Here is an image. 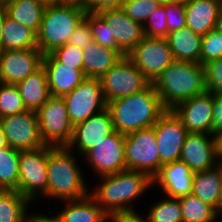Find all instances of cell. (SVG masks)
<instances>
[{"label": "cell", "mask_w": 222, "mask_h": 222, "mask_svg": "<svg viewBox=\"0 0 222 222\" xmlns=\"http://www.w3.org/2000/svg\"><path fill=\"white\" fill-rule=\"evenodd\" d=\"M107 109L115 131L124 135L153 127L166 111L152 83L138 93L108 102Z\"/></svg>", "instance_id": "1"}, {"label": "cell", "mask_w": 222, "mask_h": 222, "mask_svg": "<svg viewBox=\"0 0 222 222\" xmlns=\"http://www.w3.org/2000/svg\"><path fill=\"white\" fill-rule=\"evenodd\" d=\"M166 110L207 91L201 63L174 60L152 83Z\"/></svg>", "instance_id": "2"}, {"label": "cell", "mask_w": 222, "mask_h": 222, "mask_svg": "<svg viewBox=\"0 0 222 222\" xmlns=\"http://www.w3.org/2000/svg\"><path fill=\"white\" fill-rule=\"evenodd\" d=\"M72 151L68 147L49 146L46 198L71 201L90 195Z\"/></svg>", "instance_id": "3"}, {"label": "cell", "mask_w": 222, "mask_h": 222, "mask_svg": "<svg viewBox=\"0 0 222 222\" xmlns=\"http://www.w3.org/2000/svg\"><path fill=\"white\" fill-rule=\"evenodd\" d=\"M85 13L86 9L79 0L48 4L37 32V45L42 54L52 53L67 44Z\"/></svg>", "instance_id": "4"}, {"label": "cell", "mask_w": 222, "mask_h": 222, "mask_svg": "<svg viewBox=\"0 0 222 222\" xmlns=\"http://www.w3.org/2000/svg\"><path fill=\"white\" fill-rule=\"evenodd\" d=\"M40 134L45 145L67 147L72 140V125L63 97L51 96L37 111Z\"/></svg>", "instance_id": "5"}, {"label": "cell", "mask_w": 222, "mask_h": 222, "mask_svg": "<svg viewBox=\"0 0 222 222\" xmlns=\"http://www.w3.org/2000/svg\"><path fill=\"white\" fill-rule=\"evenodd\" d=\"M126 169L146 173L153 179L160 170L154 126L125 134Z\"/></svg>", "instance_id": "6"}, {"label": "cell", "mask_w": 222, "mask_h": 222, "mask_svg": "<svg viewBox=\"0 0 222 222\" xmlns=\"http://www.w3.org/2000/svg\"><path fill=\"white\" fill-rule=\"evenodd\" d=\"M48 155V145L20 151L19 180L16 190L31 203L36 201L40 195V197L46 195Z\"/></svg>", "instance_id": "7"}, {"label": "cell", "mask_w": 222, "mask_h": 222, "mask_svg": "<svg viewBox=\"0 0 222 222\" xmlns=\"http://www.w3.org/2000/svg\"><path fill=\"white\" fill-rule=\"evenodd\" d=\"M100 82L106 103L138 93L150 84L127 56L107 71Z\"/></svg>", "instance_id": "8"}, {"label": "cell", "mask_w": 222, "mask_h": 222, "mask_svg": "<svg viewBox=\"0 0 222 222\" xmlns=\"http://www.w3.org/2000/svg\"><path fill=\"white\" fill-rule=\"evenodd\" d=\"M127 57L150 83H153L174 61L166 38L147 36L128 53Z\"/></svg>", "instance_id": "9"}, {"label": "cell", "mask_w": 222, "mask_h": 222, "mask_svg": "<svg viewBox=\"0 0 222 222\" xmlns=\"http://www.w3.org/2000/svg\"><path fill=\"white\" fill-rule=\"evenodd\" d=\"M63 98L73 126L107 109L101 82L98 78L86 77Z\"/></svg>", "instance_id": "10"}, {"label": "cell", "mask_w": 222, "mask_h": 222, "mask_svg": "<svg viewBox=\"0 0 222 222\" xmlns=\"http://www.w3.org/2000/svg\"><path fill=\"white\" fill-rule=\"evenodd\" d=\"M3 133L9 147L17 150H33L45 146L37 117V112L8 115L0 118Z\"/></svg>", "instance_id": "11"}, {"label": "cell", "mask_w": 222, "mask_h": 222, "mask_svg": "<svg viewBox=\"0 0 222 222\" xmlns=\"http://www.w3.org/2000/svg\"><path fill=\"white\" fill-rule=\"evenodd\" d=\"M83 156L100 177L126 170L125 135L115 131Z\"/></svg>", "instance_id": "12"}, {"label": "cell", "mask_w": 222, "mask_h": 222, "mask_svg": "<svg viewBox=\"0 0 222 222\" xmlns=\"http://www.w3.org/2000/svg\"><path fill=\"white\" fill-rule=\"evenodd\" d=\"M160 156V168L179 160L188 131L173 110H166L154 124Z\"/></svg>", "instance_id": "13"}, {"label": "cell", "mask_w": 222, "mask_h": 222, "mask_svg": "<svg viewBox=\"0 0 222 222\" xmlns=\"http://www.w3.org/2000/svg\"><path fill=\"white\" fill-rule=\"evenodd\" d=\"M179 160L194 173L214 167L219 162L217 137L207 133H188Z\"/></svg>", "instance_id": "14"}, {"label": "cell", "mask_w": 222, "mask_h": 222, "mask_svg": "<svg viewBox=\"0 0 222 222\" xmlns=\"http://www.w3.org/2000/svg\"><path fill=\"white\" fill-rule=\"evenodd\" d=\"M214 93L205 91L179 103L172 110L188 133L212 134Z\"/></svg>", "instance_id": "15"}, {"label": "cell", "mask_w": 222, "mask_h": 222, "mask_svg": "<svg viewBox=\"0 0 222 222\" xmlns=\"http://www.w3.org/2000/svg\"><path fill=\"white\" fill-rule=\"evenodd\" d=\"M43 54L39 49L0 51V82L17 84L42 65Z\"/></svg>", "instance_id": "16"}, {"label": "cell", "mask_w": 222, "mask_h": 222, "mask_svg": "<svg viewBox=\"0 0 222 222\" xmlns=\"http://www.w3.org/2000/svg\"><path fill=\"white\" fill-rule=\"evenodd\" d=\"M113 132L115 128L112 116L110 111L105 109L74 126L73 137L67 147L69 149L76 147L82 156Z\"/></svg>", "instance_id": "17"}, {"label": "cell", "mask_w": 222, "mask_h": 222, "mask_svg": "<svg viewBox=\"0 0 222 222\" xmlns=\"http://www.w3.org/2000/svg\"><path fill=\"white\" fill-rule=\"evenodd\" d=\"M115 36L118 48L127 56L145 37L142 23L130 19L120 8L105 9L97 13Z\"/></svg>", "instance_id": "18"}, {"label": "cell", "mask_w": 222, "mask_h": 222, "mask_svg": "<svg viewBox=\"0 0 222 222\" xmlns=\"http://www.w3.org/2000/svg\"><path fill=\"white\" fill-rule=\"evenodd\" d=\"M195 173L181 160L161 166L152 179L153 185L161 186L167 197L180 198L192 194Z\"/></svg>", "instance_id": "19"}, {"label": "cell", "mask_w": 222, "mask_h": 222, "mask_svg": "<svg viewBox=\"0 0 222 222\" xmlns=\"http://www.w3.org/2000/svg\"><path fill=\"white\" fill-rule=\"evenodd\" d=\"M42 65L47 73L51 96L64 97L86 78L80 69L59 62L51 53L43 55Z\"/></svg>", "instance_id": "20"}, {"label": "cell", "mask_w": 222, "mask_h": 222, "mask_svg": "<svg viewBox=\"0 0 222 222\" xmlns=\"http://www.w3.org/2000/svg\"><path fill=\"white\" fill-rule=\"evenodd\" d=\"M220 0H187L186 26L201 35L215 29L221 11Z\"/></svg>", "instance_id": "21"}, {"label": "cell", "mask_w": 222, "mask_h": 222, "mask_svg": "<svg viewBox=\"0 0 222 222\" xmlns=\"http://www.w3.org/2000/svg\"><path fill=\"white\" fill-rule=\"evenodd\" d=\"M202 37L188 26L169 32L166 39L174 60L200 63Z\"/></svg>", "instance_id": "22"}, {"label": "cell", "mask_w": 222, "mask_h": 222, "mask_svg": "<svg viewBox=\"0 0 222 222\" xmlns=\"http://www.w3.org/2000/svg\"><path fill=\"white\" fill-rule=\"evenodd\" d=\"M83 73L88 78L100 79L123 57L117 50L93 41L83 49Z\"/></svg>", "instance_id": "23"}, {"label": "cell", "mask_w": 222, "mask_h": 222, "mask_svg": "<svg viewBox=\"0 0 222 222\" xmlns=\"http://www.w3.org/2000/svg\"><path fill=\"white\" fill-rule=\"evenodd\" d=\"M27 110L37 112L51 97L45 67L41 65L26 79L16 84Z\"/></svg>", "instance_id": "24"}, {"label": "cell", "mask_w": 222, "mask_h": 222, "mask_svg": "<svg viewBox=\"0 0 222 222\" xmlns=\"http://www.w3.org/2000/svg\"><path fill=\"white\" fill-rule=\"evenodd\" d=\"M66 206L57 213L63 222H106L108 215L88 195L80 200L63 201Z\"/></svg>", "instance_id": "25"}, {"label": "cell", "mask_w": 222, "mask_h": 222, "mask_svg": "<svg viewBox=\"0 0 222 222\" xmlns=\"http://www.w3.org/2000/svg\"><path fill=\"white\" fill-rule=\"evenodd\" d=\"M222 184V168L219 164L204 171L195 172L192 194L217 209Z\"/></svg>", "instance_id": "26"}, {"label": "cell", "mask_w": 222, "mask_h": 222, "mask_svg": "<svg viewBox=\"0 0 222 222\" xmlns=\"http://www.w3.org/2000/svg\"><path fill=\"white\" fill-rule=\"evenodd\" d=\"M100 178L101 184L91 191L90 196L107 215L122 211L121 171Z\"/></svg>", "instance_id": "27"}, {"label": "cell", "mask_w": 222, "mask_h": 222, "mask_svg": "<svg viewBox=\"0 0 222 222\" xmlns=\"http://www.w3.org/2000/svg\"><path fill=\"white\" fill-rule=\"evenodd\" d=\"M38 49L37 34L27 26L6 16L0 39V51Z\"/></svg>", "instance_id": "28"}, {"label": "cell", "mask_w": 222, "mask_h": 222, "mask_svg": "<svg viewBox=\"0 0 222 222\" xmlns=\"http://www.w3.org/2000/svg\"><path fill=\"white\" fill-rule=\"evenodd\" d=\"M46 6L40 0H12L5 5V10L8 18L27 26L37 34Z\"/></svg>", "instance_id": "29"}, {"label": "cell", "mask_w": 222, "mask_h": 222, "mask_svg": "<svg viewBox=\"0 0 222 222\" xmlns=\"http://www.w3.org/2000/svg\"><path fill=\"white\" fill-rule=\"evenodd\" d=\"M30 203L17 190H0V222H31Z\"/></svg>", "instance_id": "30"}, {"label": "cell", "mask_w": 222, "mask_h": 222, "mask_svg": "<svg viewBox=\"0 0 222 222\" xmlns=\"http://www.w3.org/2000/svg\"><path fill=\"white\" fill-rule=\"evenodd\" d=\"M151 186L153 180L146 173L129 169L121 171L122 211L133 210L132 202Z\"/></svg>", "instance_id": "31"}, {"label": "cell", "mask_w": 222, "mask_h": 222, "mask_svg": "<svg viewBox=\"0 0 222 222\" xmlns=\"http://www.w3.org/2000/svg\"><path fill=\"white\" fill-rule=\"evenodd\" d=\"M182 222H214L216 209L193 194L179 198Z\"/></svg>", "instance_id": "32"}, {"label": "cell", "mask_w": 222, "mask_h": 222, "mask_svg": "<svg viewBox=\"0 0 222 222\" xmlns=\"http://www.w3.org/2000/svg\"><path fill=\"white\" fill-rule=\"evenodd\" d=\"M20 150L0 149V190H16L19 180Z\"/></svg>", "instance_id": "33"}, {"label": "cell", "mask_w": 222, "mask_h": 222, "mask_svg": "<svg viewBox=\"0 0 222 222\" xmlns=\"http://www.w3.org/2000/svg\"><path fill=\"white\" fill-rule=\"evenodd\" d=\"M148 222H182L179 198L168 197L150 207Z\"/></svg>", "instance_id": "34"}, {"label": "cell", "mask_w": 222, "mask_h": 222, "mask_svg": "<svg viewBox=\"0 0 222 222\" xmlns=\"http://www.w3.org/2000/svg\"><path fill=\"white\" fill-rule=\"evenodd\" d=\"M84 19L91 29L93 40L103 47L117 50L123 57L126 56L117 46L115 36H112L109 26L97 14L86 12Z\"/></svg>", "instance_id": "35"}, {"label": "cell", "mask_w": 222, "mask_h": 222, "mask_svg": "<svg viewBox=\"0 0 222 222\" xmlns=\"http://www.w3.org/2000/svg\"><path fill=\"white\" fill-rule=\"evenodd\" d=\"M27 111L16 84L0 82V118Z\"/></svg>", "instance_id": "36"}, {"label": "cell", "mask_w": 222, "mask_h": 222, "mask_svg": "<svg viewBox=\"0 0 222 222\" xmlns=\"http://www.w3.org/2000/svg\"><path fill=\"white\" fill-rule=\"evenodd\" d=\"M161 3L159 0H124L121 8L130 19L144 24Z\"/></svg>", "instance_id": "37"}, {"label": "cell", "mask_w": 222, "mask_h": 222, "mask_svg": "<svg viewBox=\"0 0 222 222\" xmlns=\"http://www.w3.org/2000/svg\"><path fill=\"white\" fill-rule=\"evenodd\" d=\"M222 58V33L212 29L202 37L200 63H206Z\"/></svg>", "instance_id": "38"}, {"label": "cell", "mask_w": 222, "mask_h": 222, "mask_svg": "<svg viewBox=\"0 0 222 222\" xmlns=\"http://www.w3.org/2000/svg\"><path fill=\"white\" fill-rule=\"evenodd\" d=\"M164 9V1L159 5L155 12L149 16L143 24L144 34L147 37H167V19ZM148 23V25H147Z\"/></svg>", "instance_id": "39"}, {"label": "cell", "mask_w": 222, "mask_h": 222, "mask_svg": "<svg viewBox=\"0 0 222 222\" xmlns=\"http://www.w3.org/2000/svg\"><path fill=\"white\" fill-rule=\"evenodd\" d=\"M51 54L59 62L73 66V68L80 69L83 72V49L71 44H65L56 48Z\"/></svg>", "instance_id": "40"}, {"label": "cell", "mask_w": 222, "mask_h": 222, "mask_svg": "<svg viewBox=\"0 0 222 222\" xmlns=\"http://www.w3.org/2000/svg\"><path fill=\"white\" fill-rule=\"evenodd\" d=\"M164 9L167 14V35L171 31L186 26L185 3L164 1Z\"/></svg>", "instance_id": "41"}, {"label": "cell", "mask_w": 222, "mask_h": 222, "mask_svg": "<svg viewBox=\"0 0 222 222\" xmlns=\"http://www.w3.org/2000/svg\"><path fill=\"white\" fill-rule=\"evenodd\" d=\"M208 92L222 94V58L204 65Z\"/></svg>", "instance_id": "42"}, {"label": "cell", "mask_w": 222, "mask_h": 222, "mask_svg": "<svg viewBox=\"0 0 222 222\" xmlns=\"http://www.w3.org/2000/svg\"><path fill=\"white\" fill-rule=\"evenodd\" d=\"M93 35L88 23L83 19L75 28L74 32L70 35L67 44L77 46L84 49L88 44L92 43Z\"/></svg>", "instance_id": "43"}, {"label": "cell", "mask_w": 222, "mask_h": 222, "mask_svg": "<svg viewBox=\"0 0 222 222\" xmlns=\"http://www.w3.org/2000/svg\"><path fill=\"white\" fill-rule=\"evenodd\" d=\"M86 12L98 13L105 9L120 8L124 0H79Z\"/></svg>", "instance_id": "44"}, {"label": "cell", "mask_w": 222, "mask_h": 222, "mask_svg": "<svg viewBox=\"0 0 222 222\" xmlns=\"http://www.w3.org/2000/svg\"><path fill=\"white\" fill-rule=\"evenodd\" d=\"M222 134V94L214 93L212 135Z\"/></svg>", "instance_id": "45"}, {"label": "cell", "mask_w": 222, "mask_h": 222, "mask_svg": "<svg viewBox=\"0 0 222 222\" xmlns=\"http://www.w3.org/2000/svg\"><path fill=\"white\" fill-rule=\"evenodd\" d=\"M134 211L135 209L113 212L108 215V220L110 219L112 222H148L147 217L145 219L144 216L141 217Z\"/></svg>", "instance_id": "46"}, {"label": "cell", "mask_w": 222, "mask_h": 222, "mask_svg": "<svg viewBox=\"0 0 222 222\" xmlns=\"http://www.w3.org/2000/svg\"><path fill=\"white\" fill-rule=\"evenodd\" d=\"M35 214V215H34ZM49 216V217H48ZM46 216L45 214L43 215L42 213L36 214L32 212L31 214V222H63L58 215H55L54 217L50 215Z\"/></svg>", "instance_id": "47"}, {"label": "cell", "mask_w": 222, "mask_h": 222, "mask_svg": "<svg viewBox=\"0 0 222 222\" xmlns=\"http://www.w3.org/2000/svg\"><path fill=\"white\" fill-rule=\"evenodd\" d=\"M6 10L4 5H0V39L2 36V31H3V25H4V20L6 18Z\"/></svg>", "instance_id": "48"}, {"label": "cell", "mask_w": 222, "mask_h": 222, "mask_svg": "<svg viewBox=\"0 0 222 222\" xmlns=\"http://www.w3.org/2000/svg\"><path fill=\"white\" fill-rule=\"evenodd\" d=\"M8 147L7 141H6V137L3 133V128L2 125L0 123V149H5Z\"/></svg>", "instance_id": "49"}, {"label": "cell", "mask_w": 222, "mask_h": 222, "mask_svg": "<svg viewBox=\"0 0 222 222\" xmlns=\"http://www.w3.org/2000/svg\"><path fill=\"white\" fill-rule=\"evenodd\" d=\"M216 213H217V216L222 214V184H221V189H220V194H219V200H218V203H217Z\"/></svg>", "instance_id": "50"}, {"label": "cell", "mask_w": 222, "mask_h": 222, "mask_svg": "<svg viewBox=\"0 0 222 222\" xmlns=\"http://www.w3.org/2000/svg\"><path fill=\"white\" fill-rule=\"evenodd\" d=\"M215 29L222 33V10L220 11L219 17L217 19Z\"/></svg>", "instance_id": "51"}, {"label": "cell", "mask_w": 222, "mask_h": 222, "mask_svg": "<svg viewBox=\"0 0 222 222\" xmlns=\"http://www.w3.org/2000/svg\"><path fill=\"white\" fill-rule=\"evenodd\" d=\"M42 2H44L45 4H55V3H61V2H65L68 0H40Z\"/></svg>", "instance_id": "52"}, {"label": "cell", "mask_w": 222, "mask_h": 222, "mask_svg": "<svg viewBox=\"0 0 222 222\" xmlns=\"http://www.w3.org/2000/svg\"><path fill=\"white\" fill-rule=\"evenodd\" d=\"M217 139H218L219 155H222V134L219 135V136L217 137Z\"/></svg>", "instance_id": "53"}, {"label": "cell", "mask_w": 222, "mask_h": 222, "mask_svg": "<svg viewBox=\"0 0 222 222\" xmlns=\"http://www.w3.org/2000/svg\"><path fill=\"white\" fill-rule=\"evenodd\" d=\"M168 2L185 3L187 0H166Z\"/></svg>", "instance_id": "54"}, {"label": "cell", "mask_w": 222, "mask_h": 222, "mask_svg": "<svg viewBox=\"0 0 222 222\" xmlns=\"http://www.w3.org/2000/svg\"><path fill=\"white\" fill-rule=\"evenodd\" d=\"M12 0H0V5H7Z\"/></svg>", "instance_id": "55"}, {"label": "cell", "mask_w": 222, "mask_h": 222, "mask_svg": "<svg viewBox=\"0 0 222 222\" xmlns=\"http://www.w3.org/2000/svg\"><path fill=\"white\" fill-rule=\"evenodd\" d=\"M218 164L221 166V168H222V155H219V162H218Z\"/></svg>", "instance_id": "56"}]
</instances>
